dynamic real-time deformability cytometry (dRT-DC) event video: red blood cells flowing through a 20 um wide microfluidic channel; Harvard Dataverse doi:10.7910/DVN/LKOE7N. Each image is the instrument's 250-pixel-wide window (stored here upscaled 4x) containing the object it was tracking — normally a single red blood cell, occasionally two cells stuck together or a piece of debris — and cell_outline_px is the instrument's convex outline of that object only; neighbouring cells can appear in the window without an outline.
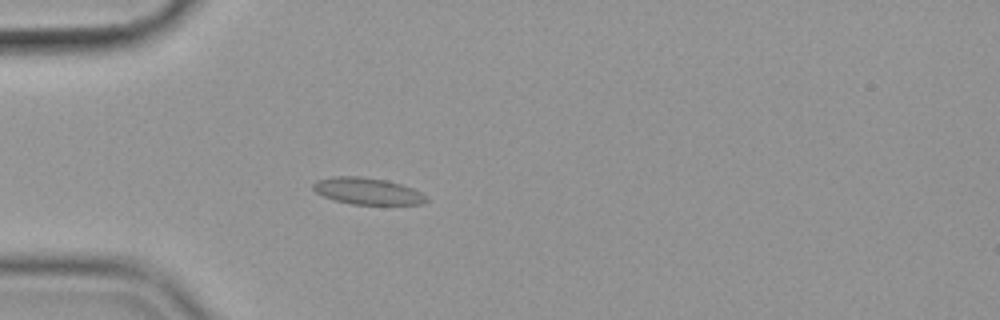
{"species": "common noctule bat (a hibernating species)", "species_latin": "Nyctalus noctula", "temperature_condition": "cold", "stored_images_in_passage": 45, "camera_frame_rate_fps": 3000, "um_per_image_px": 0.085, "animal": {"sex": "female", "body_mass_g": 19.9}, "frame": {"image": 1, "passage_image": 5, "time_ms": 1.333, "image_size_px": [1000, 320], "cell_outline_px": [[428, 200], [420, 204], [352, 204], [336, 200], [324, 196], [316, 192], [312, 188], [312, 184], [316, 180], [332, 176], [364, 176], [384, 180], [400, 184], [412, 188], [420, 192]], "centroid_in_image_um": [31.18, 16.23], "position_along_channel_um": 53.8, "area_um2": 17.4}}
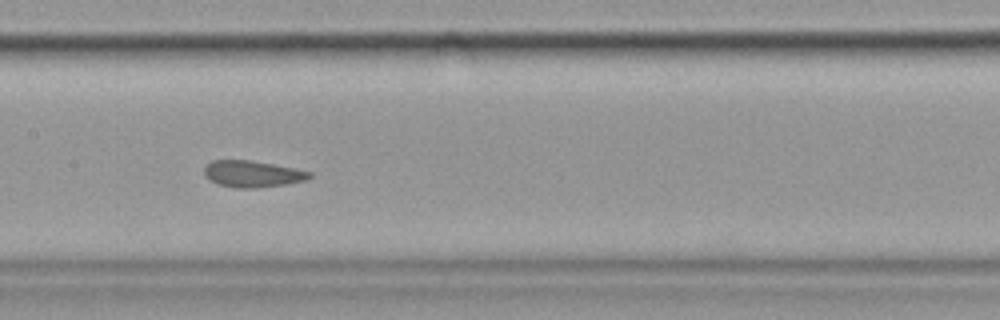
{"frame": {"image": 2, "passage_image": 17, "time_ms": 5.333, "image_size_px": [1000, 320], "cell_outline_px": [[312, 176], [308, 180], [284, 184], [256, 188], [236, 188], [216, 184], [204, 176], [204, 168], [212, 160], [248, 160], [272, 164], [312, 172]], "centroid_in_image_um": [21.43, 14.79], "position_along_channel_um": 186.0, "area_um2": 16.24}}
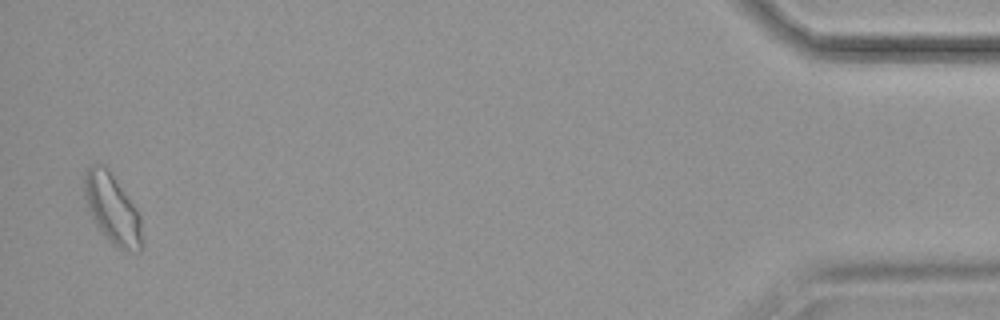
{"frame": {"image": 3, "passage_image": 44, "time_ms": 14.333, "image_size_px": [1000, 320], "cell_outline_px": [[144, 248], [140, 252], [136, 252], [120, 248], [112, 244], [104, 236], [96, 224], [88, 208], [84, 196], [84, 172], [92, 164], [104, 164], [136, 208], [140, 216]], "centroid_in_image_um": [9.56, 17.79], "position_along_channel_um": 425.6, "area_um2": 23.35}, "authors_computed_cell_mechanics": {"area_um2": 16.6464, "velocity_mm_per_s": 3.5636, "shape_relaxation_time_tau1_ms": null, "shape_relaxation_time_tau2_ms": 2.3608, "deformation_change_tau1": null, "deformation_change_tau2": 0.0713}}